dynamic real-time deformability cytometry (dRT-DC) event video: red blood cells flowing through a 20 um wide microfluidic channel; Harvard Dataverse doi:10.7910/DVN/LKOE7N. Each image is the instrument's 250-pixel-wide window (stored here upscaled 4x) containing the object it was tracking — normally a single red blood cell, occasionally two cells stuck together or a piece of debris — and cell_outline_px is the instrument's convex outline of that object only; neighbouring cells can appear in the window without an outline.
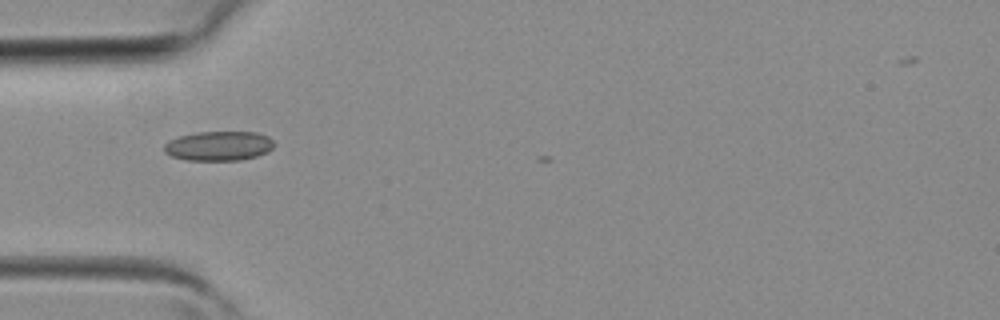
{"species": "common noctule bat (a hibernating species)", "species_latin": "Nyctalus noctula", "temperature_condition": "room temperature", "stored_images_in_passage": 3, "camera_frame_rate_fps": 3000, "um_per_image_px": 0.085, "animal": {"sex": "female", "body_mass_g": 19.3, "forearm_length_mm": 54.1}, "frame": {"image": 1, "passage_image": 3, "time_ms": 0.667, "image_size_px": [1000, 320], "cell_outline_px": [[276, 144], [268, 152], [256, 156], [240, 160], [188, 160], [172, 156], [164, 152], [164, 144], [168, 140], [180, 136], [196, 132], [256, 132], [268, 136]], "centroid_in_image_um": [18.6, 12.4], "position_along_channel_um": 66.4, "area_um2": 18.96}}